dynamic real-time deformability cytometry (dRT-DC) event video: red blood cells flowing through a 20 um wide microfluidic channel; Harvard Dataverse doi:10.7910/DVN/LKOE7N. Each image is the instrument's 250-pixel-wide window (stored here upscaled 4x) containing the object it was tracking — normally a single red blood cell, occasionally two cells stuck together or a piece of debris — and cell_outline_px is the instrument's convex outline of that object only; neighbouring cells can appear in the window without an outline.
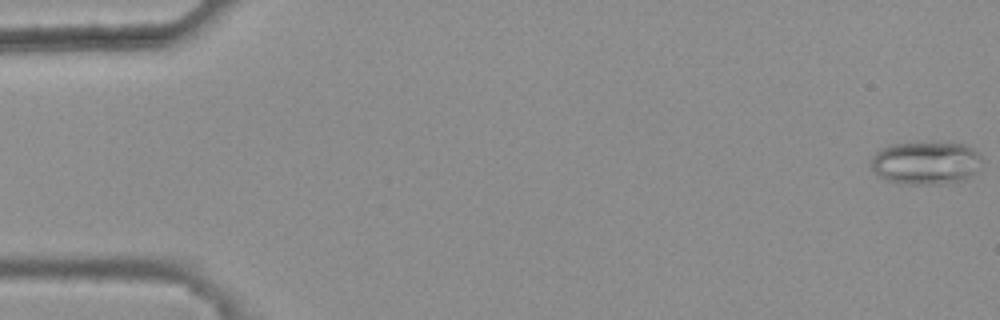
{"species": "common noctule bat (a hibernating species)", "species_latin": "Nyctalus noctula", "temperature_condition": "warm", "stored_images_in_passage": 47, "camera_frame_rate_fps": 3000, "um_per_image_px": 0.085, "animal": {"sex": "female", "body_mass_g": 25.1}, "frame": {"image": 1, "passage_image": 1, "time_ms": 0.0, "image_size_px": [1000, 320], "cell_outline_px": [[980, 160], [972, 172], [964, 180], [944, 184], [908, 184], [888, 180], [880, 176], [872, 168], [872, 156], [880, 148], [892, 144], [928, 140], [964, 144], [972, 148], [980, 156]], "centroid_in_image_um": [78.65, 13.8], "position_along_channel_um": 6.3, "area_um2": 27.92}}
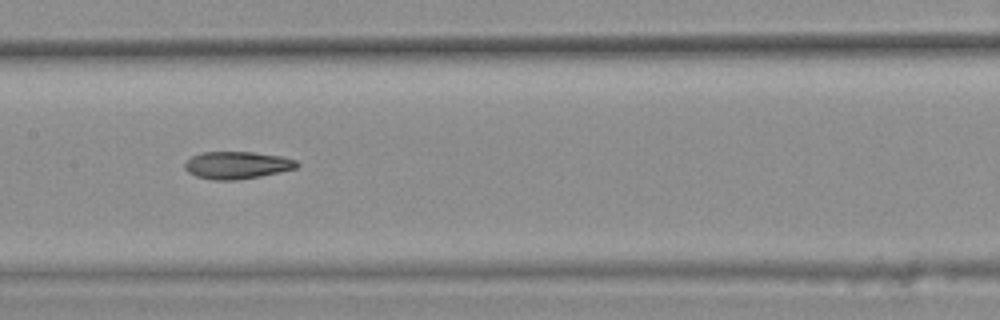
{"frame": {"image": 2, "passage_image": 27, "time_ms": 8.667, "image_size_px": [1000, 320], "cell_outline_px": [[300, 164], [296, 168], [260, 176], [236, 180], [212, 180], [196, 176], [188, 172], [184, 168], [184, 164], [192, 156], [200, 152], [252, 152], [280, 156], [296, 160]], "centroid_in_image_um": [20.12, 14.04], "position_along_channel_um": 187.3, "area_um2": 17.8}}
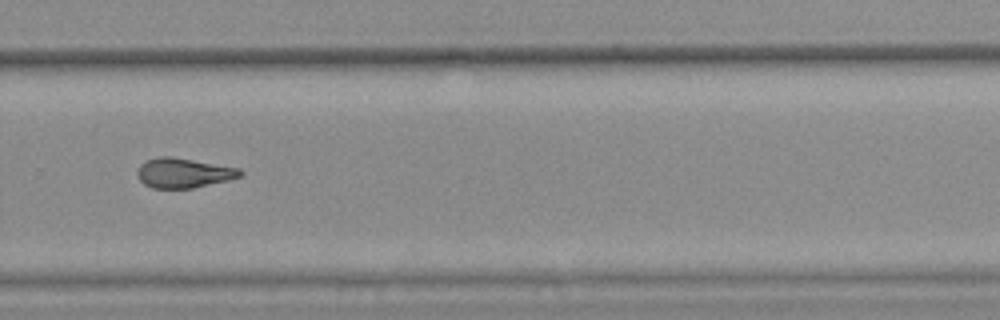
{"frame": {"image": 3, "passage_image": 37, "time_ms": 12.0, "image_size_px": [1000, 320], "cell_outline_px": [[244, 172], [240, 176], [228, 180], [192, 188], [152, 188], [144, 184], [140, 180], [136, 172], [140, 164], [144, 160], [156, 156], [172, 156], [240, 168]], "centroid_in_image_um": [15.57, 14.68], "position_along_channel_um": 314.2, "area_um2": 17.98}, "authors_computed_cell_mechanics": {"area_um2": 18.3226, "velocity_mm_per_s": 3.8219, "shape_relaxation_time_tau1_ms": null, "shape_relaxation_time_tau2_ms": 5.4782, "deformation_change_tau1": null, "deformation_change_tau2": 0.161}}